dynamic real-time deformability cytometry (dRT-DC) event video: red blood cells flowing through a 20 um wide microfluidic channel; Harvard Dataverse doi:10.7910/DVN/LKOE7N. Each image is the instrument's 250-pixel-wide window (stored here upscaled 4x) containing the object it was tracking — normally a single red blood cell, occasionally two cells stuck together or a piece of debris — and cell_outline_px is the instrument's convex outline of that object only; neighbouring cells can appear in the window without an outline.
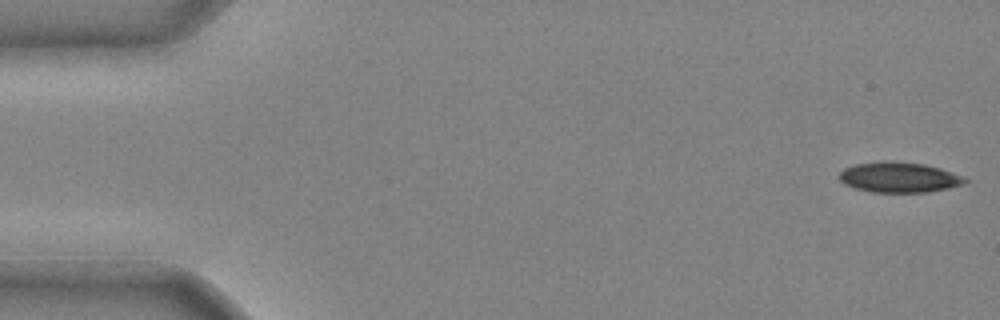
{"species": "common noctule bat (a hibernating species)", "species_latin": "Nyctalus noctula", "temperature_condition": "cold", "stored_images_in_passage": 42, "camera_frame_rate_fps": 3000, "um_per_image_px": 0.085, "animal": {"sex": "male", "body_mass_g": 20.4}, "frame": {"image": 1, "passage_image": 1, "time_ms": 0.0, "image_size_px": [1000, 320], "cell_outline_px": [[968, 180], [960, 184], [948, 188], [928, 192], [872, 192], [856, 188], [844, 184], [840, 180], [840, 172], [844, 168], [856, 164], [884, 160], [892, 160], [924, 164], [940, 168], [960, 176]], "centroid_in_image_um": [76.37, 15.06], "position_along_channel_um": 8.6, "area_um2": 22.02}}
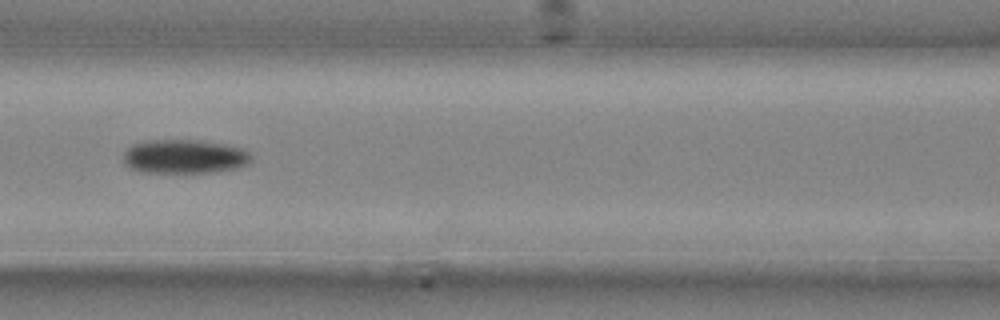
{"frame": {"image": 2, "passage_image": 19, "time_ms": 6.0, "image_size_px": [1000, 320], "cell_outline_px": [[252, 160], [248, 164], [236, 168], [212, 172], [148, 172], [132, 168], [124, 164], [124, 152], [132, 144], [148, 140], [200, 140], [224, 144], [244, 148], [252, 152]], "centroid_in_image_um": [15.73, 13.29], "position_along_channel_um": 150.9, "area_um2": 25.37}}
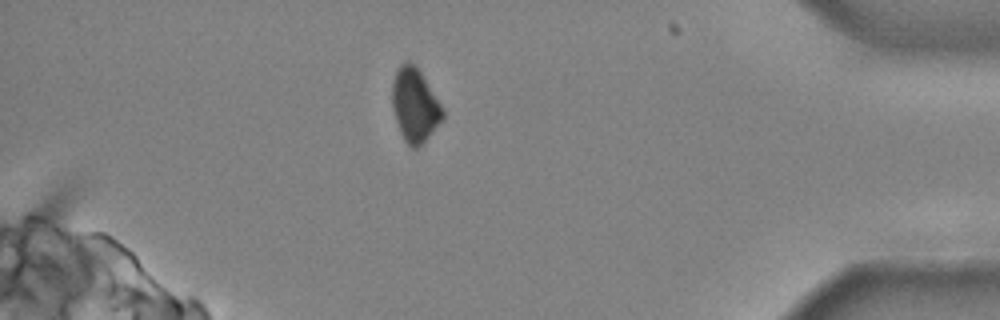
{"frame": {"image": 3, "passage_image": 38, "time_ms": 12.333, "image_size_px": [1000, 320], "cell_outline_px": [[444, 120], [416, 148], [412, 148], [404, 140], [400, 132], [392, 108], [392, 84], [396, 72], [400, 64], [408, 60], [420, 72], [440, 104], [444, 112]], "centroid_in_image_um": [35.24, 8.95], "position_along_channel_um": 400.0, "area_um2": 21.21}}